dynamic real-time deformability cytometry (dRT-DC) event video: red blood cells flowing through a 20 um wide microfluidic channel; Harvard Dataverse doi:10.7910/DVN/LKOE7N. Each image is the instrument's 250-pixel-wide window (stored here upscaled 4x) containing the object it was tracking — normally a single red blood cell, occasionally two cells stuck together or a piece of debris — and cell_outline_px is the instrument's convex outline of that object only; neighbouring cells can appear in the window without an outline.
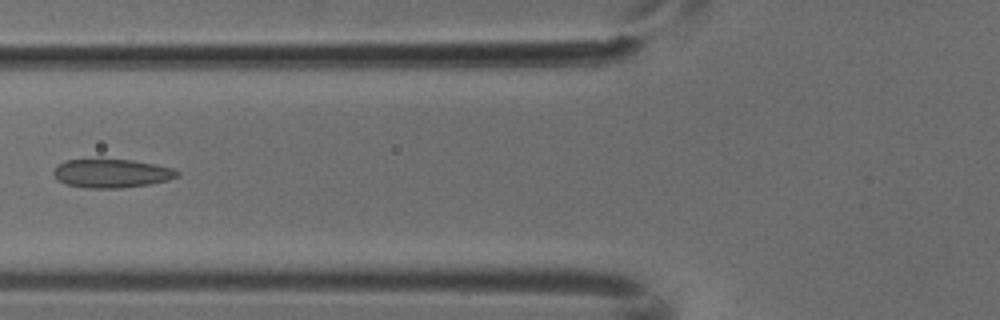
{"species": "common noctule bat (a hibernating species)", "species_latin": "Nyctalus noctula", "temperature_condition": "cold", "stored_images_in_passage": 6, "camera_frame_rate_fps": 3000, "um_per_image_px": 0.085, "animal": {"sex": "male", "body_mass_g": 18.8}, "frame": {"image": 1, "passage_image": 6, "time_ms": 1.667, "image_size_px": [1000, 320], "cell_outline_px": [[180, 176], [168, 180], [148, 184], [120, 188], [84, 188], [68, 184], [60, 180], [52, 172], [60, 164], [68, 160], [132, 160], [172, 168], [180, 172]], "centroid_in_image_um": [9.53, 14.75], "position_along_channel_um": 116.3, "area_um2": 20.17}}